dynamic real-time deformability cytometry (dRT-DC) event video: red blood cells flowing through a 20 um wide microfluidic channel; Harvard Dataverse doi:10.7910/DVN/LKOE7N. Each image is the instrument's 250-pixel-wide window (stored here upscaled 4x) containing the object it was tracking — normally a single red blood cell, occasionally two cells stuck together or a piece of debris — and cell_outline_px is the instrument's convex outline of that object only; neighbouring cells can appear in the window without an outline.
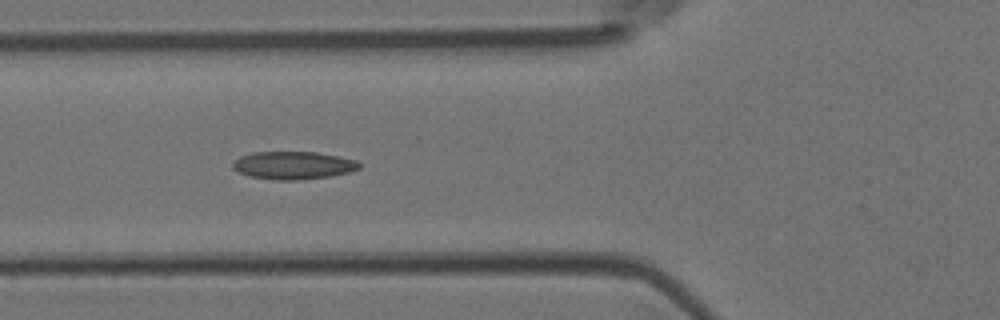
{"species": "Egyptian fruit bat (a non-hibernating species)", "species_latin": "Rousettus aegyptiacus", "temperature_condition": "room temperature", "stored_images_in_passage": 7, "camera_frame_rate_fps": 3000, "um_per_image_px": 0.085, "animal": {"sex": "female"}, "frame": {"image": 1, "passage_image": 2, "time_ms": 1.0, "image_size_px": [1000, 320], "cell_outline_px": [[360, 168], [348, 172], [328, 176], [296, 180], [276, 180], [248, 176], [232, 168], [232, 164], [240, 156], [252, 152], [316, 152], [356, 160], [360, 164]], "centroid_in_image_um": [24.89, 14.05], "position_along_channel_um": 100.9, "area_um2": 20.29}}
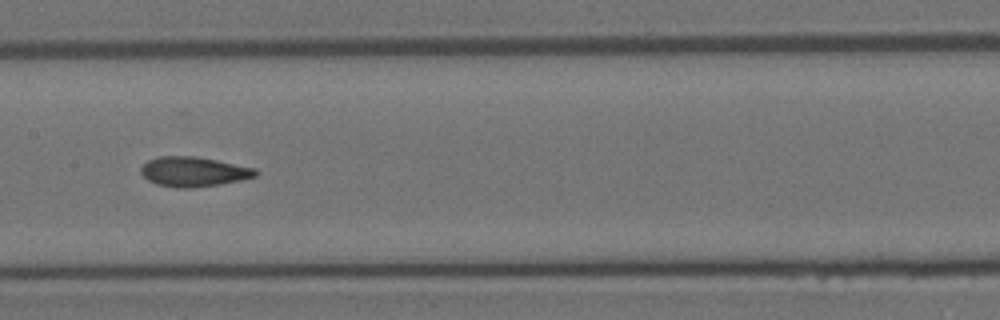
{"frame": {"image": 2, "passage_image": 4, "time_ms": 3.333, "image_size_px": [1000, 320], "cell_outline_px": [[260, 172], [256, 176], [240, 180], [220, 184], [192, 188], [176, 188], [156, 184], [148, 180], [140, 172], [140, 168], [148, 160], [160, 156], [196, 156], [256, 168]], "centroid_in_image_um": [16.46, 14.59], "position_along_channel_um": 190.9, "area_um2": 19.94}}
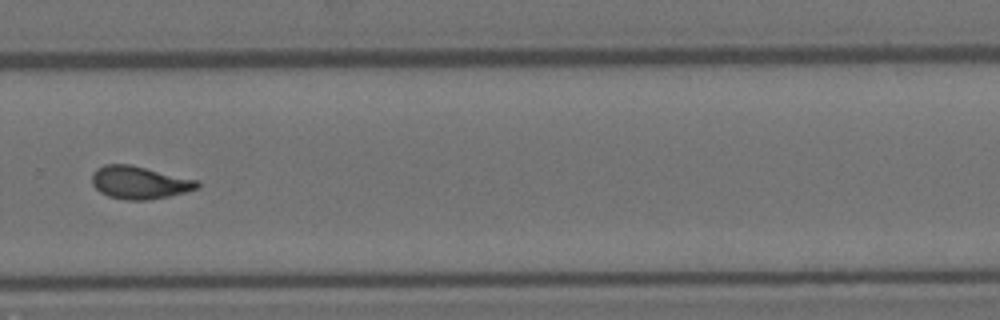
{"frame": {"image": 3, "passage_image": 7, "time_ms": 6.667, "image_size_px": [1000, 320], "cell_outline_px": [[200, 184], [196, 188], [184, 192], [168, 196], [148, 200], [128, 200], [108, 196], [100, 192], [92, 184], [92, 172], [96, 168], [104, 164], [132, 164], [196, 180]], "centroid_in_image_um": [11.79, 15.5], "position_along_channel_um": 318.0, "area_um2": 20.0}}